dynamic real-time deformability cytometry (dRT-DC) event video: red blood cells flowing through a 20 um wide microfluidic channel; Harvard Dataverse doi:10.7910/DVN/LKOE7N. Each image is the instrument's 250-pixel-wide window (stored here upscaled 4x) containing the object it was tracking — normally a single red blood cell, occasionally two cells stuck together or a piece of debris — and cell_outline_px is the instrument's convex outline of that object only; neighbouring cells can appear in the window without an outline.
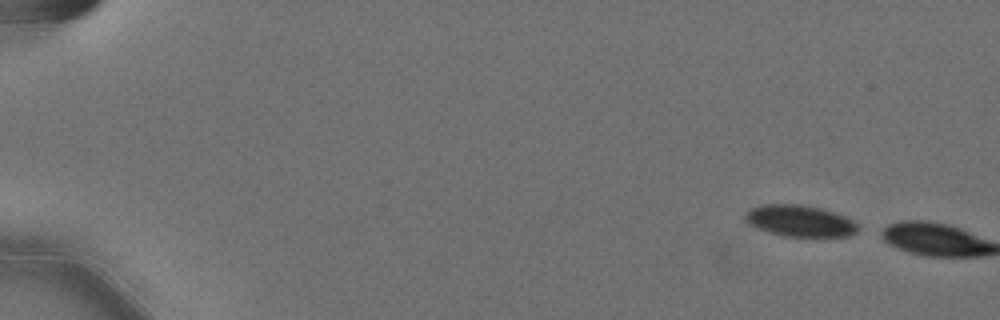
{"species": "Egyptian fruit bat (a non-hibernating species)", "species_latin": "Rousettus aegyptiacus", "temperature_condition": "cold", "stored_images_in_passage": 2, "camera_frame_rate_fps": 3000, "um_per_image_px": 0.085, "animal": {"sex": "female"}, "frame": {"image": 1, "passage_image": 1, "time_ms": 0.0, "image_size_px": [1000, 320], "cell_outline_px": [[856, 232], [848, 236], [780, 236], [768, 232], [748, 224], [744, 220], [744, 216], [752, 208], [760, 204], [804, 204], [820, 208], [844, 216], [852, 220], [856, 224]], "centroid_in_image_um": [67.93, 18.77], "position_along_channel_um": 17.1, "area_um2": 20.52}}